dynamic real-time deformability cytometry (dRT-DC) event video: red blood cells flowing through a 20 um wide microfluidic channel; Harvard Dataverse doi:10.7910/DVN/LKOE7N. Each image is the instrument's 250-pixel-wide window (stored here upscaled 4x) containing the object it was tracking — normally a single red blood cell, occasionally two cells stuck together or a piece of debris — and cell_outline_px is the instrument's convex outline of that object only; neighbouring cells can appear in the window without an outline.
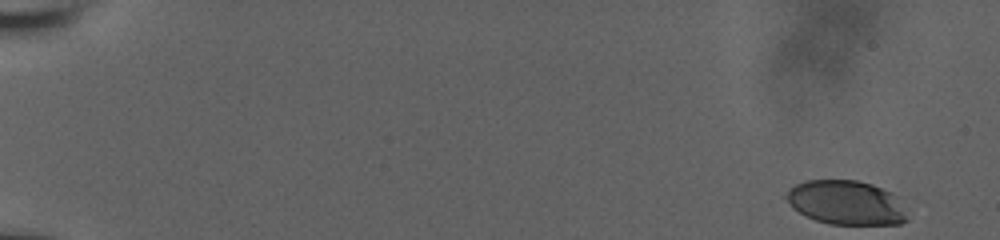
{"species": "human", "species_latin": "Homo sapiens", "temperature_condition": "room temperature", "stored_images_in_passage": 54, "camera_frame_rate_fps": 3000, "um_per_image_px": 0.085, "donor": {"sex": "male"}, "frame": {"image": 1, "passage_image": 1, "time_ms": 0.0, "image_size_px": [1000, 240], "cell_outline_px": [[908, 220], [900, 224], [828, 224], [816, 220], [792, 208], [784, 196], [796, 184], [804, 180], [856, 180], [872, 184], [892, 192], [896, 196]], "centroid_in_image_um": [71.9, 17.22], "position_along_channel_um": 13.1, "area_um2": 30.92}}
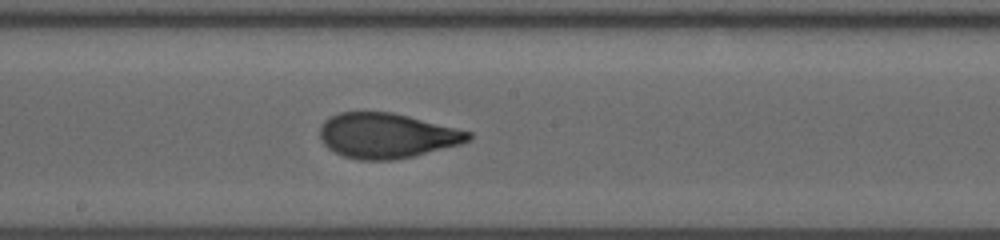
{"frame": {"image": 2, "passage_image": 31, "time_ms": 10.0, "image_size_px": [1000, 240], "cell_outline_px": [[472, 140], [460, 144], [412, 156], [392, 160], [360, 160], [344, 156], [328, 148], [320, 140], [320, 124], [328, 116], [340, 112], [392, 112], [472, 132]], "centroid_in_image_um": [32.84, 11.52], "position_along_channel_um": 215.4, "area_um2": 38.9}}
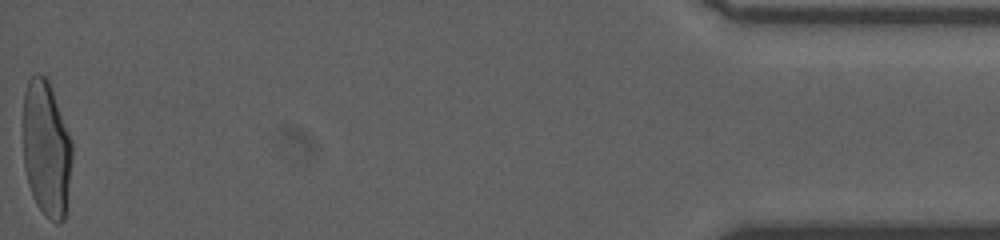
{"frame": {"image": 3, "passage_image": 54, "time_ms": 17.667, "image_size_px": [1000, 240], "cell_outline_px": [[72, 160], [64, 220], [60, 224], [56, 224], [44, 216], [36, 204], [32, 196], [28, 184], [24, 168], [24, 92], [28, 80], [36, 72], [44, 76], [48, 80], [72, 140]], "centroid_in_image_um": [3.94, 12.69], "position_along_channel_um": 431.3, "area_um2": 38.96}, "authors_computed_cell_mechanics": {"area_um2": 38.5526, "velocity_mm_per_s": 3.9336, "shape_relaxation_time_tau1_ms": 6.3269, "shape_relaxation_time_tau2_ms": 0.8387, "deformation_change_tau1": 0.2412, "deformation_change_tau2": 0.0705}}